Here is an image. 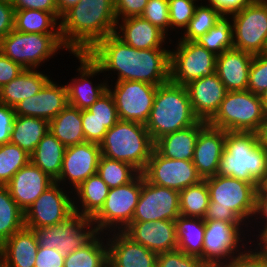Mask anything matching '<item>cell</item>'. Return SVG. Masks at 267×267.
I'll return each mask as SVG.
<instances>
[{"label":"cell","mask_w":267,"mask_h":267,"mask_svg":"<svg viewBox=\"0 0 267 267\" xmlns=\"http://www.w3.org/2000/svg\"><path fill=\"white\" fill-rule=\"evenodd\" d=\"M253 55L235 48L217 56L215 73L227 91L247 90Z\"/></svg>","instance_id":"cell-28"},{"label":"cell","mask_w":267,"mask_h":267,"mask_svg":"<svg viewBox=\"0 0 267 267\" xmlns=\"http://www.w3.org/2000/svg\"><path fill=\"white\" fill-rule=\"evenodd\" d=\"M145 125L119 120L99 143L102 156L131 164L140 173L144 171L154 150Z\"/></svg>","instance_id":"cell-6"},{"label":"cell","mask_w":267,"mask_h":267,"mask_svg":"<svg viewBox=\"0 0 267 267\" xmlns=\"http://www.w3.org/2000/svg\"><path fill=\"white\" fill-rule=\"evenodd\" d=\"M267 172V151L256 132H227L217 175L259 183Z\"/></svg>","instance_id":"cell-4"},{"label":"cell","mask_w":267,"mask_h":267,"mask_svg":"<svg viewBox=\"0 0 267 267\" xmlns=\"http://www.w3.org/2000/svg\"><path fill=\"white\" fill-rule=\"evenodd\" d=\"M38 247L35 232L22 228L0 245V267H35Z\"/></svg>","instance_id":"cell-27"},{"label":"cell","mask_w":267,"mask_h":267,"mask_svg":"<svg viewBox=\"0 0 267 267\" xmlns=\"http://www.w3.org/2000/svg\"><path fill=\"white\" fill-rule=\"evenodd\" d=\"M141 192V173L131 182L109 189L101 209L91 218L96 232L123 231L133 219Z\"/></svg>","instance_id":"cell-10"},{"label":"cell","mask_w":267,"mask_h":267,"mask_svg":"<svg viewBox=\"0 0 267 267\" xmlns=\"http://www.w3.org/2000/svg\"><path fill=\"white\" fill-rule=\"evenodd\" d=\"M204 180L209 189L210 203L203 220L246 223L249 226L255 213L258 183L220 175Z\"/></svg>","instance_id":"cell-3"},{"label":"cell","mask_w":267,"mask_h":267,"mask_svg":"<svg viewBox=\"0 0 267 267\" xmlns=\"http://www.w3.org/2000/svg\"><path fill=\"white\" fill-rule=\"evenodd\" d=\"M24 68L0 52V88L16 78Z\"/></svg>","instance_id":"cell-56"},{"label":"cell","mask_w":267,"mask_h":267,"mask_svg":"<svg viewBox=\"0 0 267 267\" xmlns=\"http://www.w3.org/2000/svg\"><path fill=\"white\" fill-rule=\"evenodd\" d=\"M260 145L267 151V115L257 132Z\"/></svg>","instance_id":"cell-61"},{"label":"cell","mask_w":267,"mask_h":267,"mask_svg":"<svg viewBox=\"0 0 267 267\" xmlns=\"http://www.w3.org/2000/svg\"><path fill=\"white\" fill-rule=\"evenodd\" d=\"M49 132L52 133L65 147L85 142L81 110L67 105L49 122Z\"/></svg>","instance_id":"cell-34"},{"label":"cell","mask_w":267,"mask_h":267,"mask_svg":"<svg viewBox=\"0 0 267 267\" xmlns=\"http://www.w3.org/2000/svg\"><path fill=\"white\" fill-rule=\"evenodd\" d=\"M141 17L172 38L168 0H148Z\"/></svg>","instance_id":"cell-45"},{"label":"cell","mask_w":267,"mask_h":267,"mask_svg":"<svg viewBox=\"0 0 267 267\" xmlns=\"http://www.w3.org/2000/svg\"><path fill=\"white\" fill-rule=\"evenodd\" d=\"M14 29L18 32L61 34L58 13L32 9H14Z\"/></svg>","instance_id":"cell-35"},{"label":"cell","mask_w":267,"mask_h":267,"mask_svg":"<svg viewBox=\"0 0 267 267\" xmlns=\"http://www.w3.org/2000/svg\"><path fill=\"white\" fill-rule=\"evenodd\" d=\"M29 161L30 155L16 144L0 145V186H5Z\"/></svg>","instance_id":"cell-43"},{"label":"cell","mask_w":267,"mask_h":267,"mask_svg":"<svg viewBox=\"0 0 267 267\" xmlns=\"http://www.w3.org/2000/svg\"><path fill=\"white\" fill-rule=\"evenodd\" d=\"M222 267H267V259L264 258L250 243L241 253Z\"/></svg>","instance_id":"cell-51"},{"label":"cell","mask_w":267,"mask_h":267,"mask_svg":"<svg viewBox=\"0 0 267 267\" xmlns=\"http://www.w3.org/2000/svg\"><path fill=\"white\" fill-rule=\"evenodd\" d=\"M142 174L148 182L178 192L202 180L192 160L166 158L155 149Z\"/></svg>","instance_id":"cell-17"},{"label":"cell","mask_w":267,"mask_h":267,"mask_svg":"<svg viewBox=\"0 0 267 267\" xmlns=\"http://www.w3.org/2000/svg\"><path fill=\"white\" fill-rule=\"evenodd\" d=\"M265 54L267 55V41H266V47H265Z\"/></svg>","instance_id":"cell-65"},{"label":"cell","mask_w":267,"mask_h":267,"mask_svg":"<svg viewBox=\"0 0 267 267\" xmlns=\"http://www.w3.org/2000/svg\"><path fill=\"white\" fill-rule=\"evenodd\" d=\"M14 7L0 1V40L14 29Z\"/></svg>","instance_id":"cell-58"},{"label":"cell","mask_w":267,"mask_h":267,"mask_svg":"<svg viewBox=\"0 0 267 267\" xmlns=\"http://www.w3.org/2000/svg\"><path fill=\"white\" fill-rule=\"evenodd\" d=\"M65 256L57 249L38 247L35 267H64Z\"/></svg>","instance_id":"cell-53"},{"label":"cell","mask_w":267,"mask_h":267,"mask_svg":"<svg viewBox=\"0 0 267 267\" xmlns=\"http://www.w3.org/2000/svg\"><path fill=\"white\" fill-rule=\"evenodd\" d=\"M204 223L202 262L206 266L222 267L250 244L246 223L219 220H204Z\"/></svg>","instance_id":"cell-9"},{"label":"cell","mask_w":267,"mask_h":267,"mask_svg":"<svg viewBox=\"0 0 267 267\" xmlns=\"http://www.w3.org/2000/svg\"><path fill=\"white\" fill-rule=\"evenodd\" d=\"M24 227V211L13 200L8 188L0 186V245Z\"/></svg>","instance_id":"cell-38"},{"label":"cell","mask_w":267,"mask_h":267,"mask_svg":"<svg viewBox=\"0 0 267 267\" xmlns=\"http://www.w3.org/2000/svg\"><path fill=\"white\" fill-rule=\"evenodd\" d=\"M235 49L254 55L265 54L267 41V0H253L230 16Z\"/></svg>","instance_id":"cell-11"},{"label":"cell","mask_w":267,"mask_h":267,"mask_svg":"<svg viewBox=\"0 0 267 267\" xmlns=\"http://www.w3.org/2000/svg\"><path fill=\"white\" fill-rule=\"evenodd\" d=\"M199 118L191 106L186 86L170 80L159 85L145 127L155 142L163 135L196 124Z\"/></svg>","instance_id":"cell-5"},{"label":"cell","mask_w":267,"mask_h":267,"mask_svg":"<svg viewBox=\"0 0 267 267\" xmlns=\"http://www.w3.org/2000/svg\"><path fill=\"white\" fill-rule=\"evenodd\" d=\"M226 133L208 123L199 131L192 161L202 180L217 175Z\"/></svg>","instance_id":"cell-25"},{"label":"cell","mask_w":267,"mask_h":267,"mask_svg":"<svg viewBox=\"0 0 267 267\" xmlns=\"http://www.w3.org/2000/svg\"><path fill=\"white\" fill-rule=\"evenodd\" d=\"M266 110H267V92L262 96Z\"/></svg>","instance_id":"cell-63"},{"label":"cell","mask_w":267,"mask_h":267,"mask_svg":"<svg viewBox=\"0 0 267 267\" xmlns=\"http://www.w3.org/2000/svg\"><path fill=\"white\" fill-rule=\"evenodd\" d=\"M109 267H157L158 254L134 242L123 231L106 234Z\"/></svg>","instance_id":"cell-23"},{"label":"cell","mask_w":267,"mask_h":267,"mask_svg":"<svg viewBox=\"0 0 267 267\" xmlns=\"http://www.w3.org/2000/svg\"><path fill=\"white\" fill-rule=\"evenodd\" d=\"M199 1L201 0H168L171 33L175 38L177 33L179 37L189 25Z\"/></svg>","instance_id":"cell-44"},{"label":"cell","mask_w":267,"mask_h":267,"mask_svg":"<svg viewBox=\"0 0 267 267\" xmlns=\"http://www.w3.org/2000/svg\"><path fill=\"white\" fill-rule=\"evenodd\" d=\"M55 181L29 161L5 185L17 205L25 212Z\"/></svg>","instance_id":"cell-24"},{"label":"cell","mask_w":267,"mask_h":267,"mask_svg":"<svg viewBox=\"0 0 267 267\" xmlns=\"http://www.w3.org/2000/svg\"><path fill=\"white\" fill-rule=\"evenodd\" d=\"M54 80L51 78L37 94L19 102L14 107L15 114L48 122L56 117L68 105V96L66 84Z\"/></svg>","instance_id":"cell-20"},{"label":"cell","mask_w":267,"mask_h":267,"mask_svg":"<svg viewBox=\"0 0 267 267\" xmlns=\"http://www.w3.org/2000/svg\"><path fill=\"white\" fill-rule=\"evenodd\" d=\"M256 194H267V172L264 177L259 181Z\"/></svg>","instance_id":"cell-62"},{"label":"cell","mask_w":267,"mask_h":267,"mask_svg":"<svg viewBox=\"0 0 267 267\" xmlns=\"http://www.w3.org/2000/svg\"><path fill=\"white\" fill-rule=\"evenodd\" d=\"M14 9L41 10L58 13L56 0H13Z\"/></svg>","instance_id":"cell-57"},{"label":"cell","mask_w":267,"mask_h":267,"mask_svg":"<svg viewBox=\"0 0 267 267\" xmlns=\"http://www.w3.org/2000/svg\"><path fill=\"white\" fill-rule=\"evenodd\" d=\"M97 173L112 189L131 182L140 172L129 163L101 155Z\"/></svg>","instance_id":"cell-40"},{"label":"cell","mask_w":267,"mask_h":267,"mask_svg":"<svg viewBox=\"0 0 267 267\" xmlns=\"http://www.w3.org/2000/svg\"><path fill=\"white\" fill-rule=\"evenodd\" d=\"M71 55H74L72 57L76 58L75 61L78 60L80 66H76L78 68L75 73L78 74L65 83L68 105L79 110L88 109L108 90V82L104 79L101 68L87 53H72ZM99 75H103V78L98 79ZM96 78L100 83L96 81Z\"/></svg>","instance_id":"cell-16"},{"label":"cell","mask_w":267,"mask_h":267,"mask_svg":"<svg viewBox=\"0 0 267 267\" xmlns=\"http://www.w3.org/2000/svg\"><path fill=\"white\" fill-rule=\"evenodd\" d=\"M204 4L214 7L222 16L230 17L240 12L245 6L253 0H201Z\"/></svg>","instance_id":"cell-55"},{"label":"cell","mask_w":267,"mask_h":267,"mask_svg":"<svg viewBox=\"0 0 267 267\" xmlns=\"http://www.w3.org/2000/svg\"><path fill=\"white\" fill-rule=\"evenodd\" d=\"M81 1L82 0H56L58 14L62 16L68 9H70L72 6H75Z\"/></svg>","instance_id":"cell-60"},{"label":"cell","mask_w":267,"mask_h":267,"mask_svg":"<svg viewBox=\"0 0 267 267\" xmlns=\"http://www.w3.org/2000/svg\"><path fill=\"white\" fill-rule=\"evenodd\" d=\"M148 0H114L117 20L141 16Z\"/></svg>","instance_id":"cell-52"},{"label":"cell","mask_w":267,"mask_h":267,"mask_svg":"<svg viewBox=\"0 0 267 267\" xmlns=\"http://www.w3.org/2000/svg\"><path fill=\"white\" fill-rule=\"evenodd\" d=\"M108 266V244L106 234L96 233L81 248L65 256L64 267Z\"/></svg>","instance_id":"cell-36"},{"label":"cell","mask_w":267,"mask_h":267,"mask_svg":"<svg viewBox=\"0 0 267 267\" xmlns=\"http://www.w3.org/2000/svg\"><path fill=\"white\" fill-rule=\"evenodd\" d=\"M51 78L52 76L40 69H24L0 88V103L14 108L19 102L37 94Z\"/></svg>","instance_id":"cell-30"},{"label":"cell","mask_w":267,"mask_h":267,"mask_svg":"<svg viewBox=\"0 0 267 267\" xmlns=\"http://www.w3.org/2000/svg\"><path fill=\"white\" fill-rule=\"evenodd\" d=\"M87 110L100 121H119L115 101L109 90Z\"/></svg>","instance_id":"cell-49"},{"label":"cell","mask_w":267,"mask_h":267,"mask_svg":"<svg viewBox=\"0 0 267 267\" xmlns=\"http://www.w3.org/2000/svg\"><path fill=\"white\" fill-rule=\"evenodd\" d=\"M158 86L140 81H118L108 84L119 120L146 125Z\"/></svg>","instance_id":"cell-14"},{"label":"cell","mask_w":267,"mask_h":267,"mask_svg":"<svg viewBox=\"0 0 267 267\" xmlns=\"http://www.w3.org/2000/svg\"><path fill=\"white\" fill-rule=\"evenodd\" d=\"M266 230H267V194H256L255 213L250 225L248 226V238L250 243L254 240V237L256 238L262 231Z\"/></svg>","instance_id":"cell-50"},{"label":"cell","mask_w":267,"mask_h":267,"mask_svg":"<svg viewBox=\"0 0 267 267\" xmlns=\"http://www.w3.org/2000/svg\"><path fill=\"white\" fill-rule=\"evenodd\" d=\"M63 50L72 54L64 46L61 34L24 33L13 29L0 40V52L24 69L44 67Z\"/></svg>","instance_id":"cell-8"},{"label":"cell","mask_w":267,"mask_h":267,"mask_svg":"<svg viewBox=\"0 0 267 267\" xmlns=\"http://www.w3.org/2000/svg\"><path fill=\"white\" fill-rule=\"evenodd\" d=\"M15 117L13 107L0 103V145L10 142Z\"/></svg>","instance_id":"cell-54"},{"label":"cell","mask_w":267,"mask_h":267,"mask_svg":"<svg viewBox=\"0 0 267 267\" xmlns=\"http://www.w3.org/2000/svg\"><path fill=\"white\" fill-rule=\"evenodd\" d=\"M180 214L184 217L203 218L210 203L205 180L179 192Z\"/></svg>","instance_id":"cell-39"},{"label":"cell","mask_w":267,"mask_h":267,"mask_svg":"<svg viewBox=\"0 0 267 267\" xmlns=\"http://www.w3.org/2000/svg\"><path fill=\"white\" fill-rule=\"evenodd\" d=\"M66 147L50 132L39 142L30 161L56 181L61 172Z\"/></svg>","instance_id":"cell-32"},{"label":"cell","mask_w":267,"mask_h":267,"mask_svg":"<svg viewBox=\"0 0 267 267\" xmlns=\"http://www.w3.org/2000/svg\"><path fill=\"white\" fill-rule=\"evenodd\" d=\"M206 124V121L199 120L190 127L163 135L155 141L154 149L166 158L193 160L199 131Z\"/></svg>","instance_id":"cell-29"},{"label":"cell","mask_w":267,"mask_h":267,"mask_svg":"<svg viewBox=\"0 0 267 267\" xmlns=\"http://www.w3.org/2000/svg\"><path fill=\"white\" fill-rule=\"evenodd\" d=\"M200 258L189 256L176 249L157 256V267H205Z\"/></svg>","instance_id":"cell-48"},{"label":"cell","mask_w":267,"mask_h":267,"mask_svg":"<svg viewBox=\"0 0 267 267\" xmlns=\"http://www.w3.org/2000/svg\"><path fill=\"white\" fill-rule=\"evenodd\" d=\"M87 54L101 68L108 84L110 80L140 81L159 86L170 80V49H135L113 33Z\"/></svg>","instance_id":"cell-1"},{"label":"cell","mask_w":267,"mask_h":267,"mask_svg":"<svg viewBox=\"0 0 267 267\" xmlns=\"http://www.w3.org/2000/svg\"><path fill=\"white\" fill-rule=\"evenodd\" d=\"M253 247L267 259V230L262 231L254 240L251 242Z\"/></svg>","instance_id":"cell-59"},{"label":"cell","mask_w":267,"mask_h":267,"mask_svg":"<svg viewBox=\"0 0 267 267\" xmlns=\"http://www.w3.org/2000/svg\"><path fill=\"white\" fill-rule=\"evenodd\" d=\"M180 215L179 192L152 184L141 173V192L132 221H175Z\"/></svg>","instance_id":"cell-18"},{"label":"cell","mask_w":267,"mask_h":267,"mask_svg":"<svg viewBox=\"0 0 267 267\" xmlns=\"http://www.w3.org/2000/svg\"><path fill=\"white\" fill-rule=\"evenodd\" d=\"M177 249L202 260L205 223L203 218L184 217L176 220Z\"/></svg>","instance_id":"cell-37"},{"label":"cell","mask_w":267,"mask_h":267,"mask_svg":"<svg viewBox=\"0 0 267 267\" xmlns=\"http://www.w3.org/2000/svg\"><path fill=\"white\" fill-rule=\"evenodd\" d=\"M123 232L156 254L177 249L175 221H132Z\"/></svg>","instance_id":"cell-21"},{"label":"cell","mask_w":267,"mask_h":267,"mask_svg":"<svg viewBox=\"0 0 267 267\" xmlns=\"http://www.w3.org/2000/svg\"><path fill=\"white\" fill-rule=\"evenodd\" d=\"M116 22L114 0H82L61 16L62 42L71 53H87L115 32Z\"/></svg>","instance_id":"cell-2"},{"label":"cell","mask_w":267,"mask_h":267,"mask_svg":"<svg viewBox=\"0 0 267 267\" xmlns=\"http://www.w3.org/2000/svg\"><path fill=\"white\" fill-rule=\"evenodd\" d=\"M33 231L39 246L57 249L64 256L81 248L97 233L91 219L76 212L59 224Z\"/></svg>","instance_id":"cell-13"},{"label":"cell","mask_w":267,"mask_h":267,"mask_svg":"<svg viewBox=\"0 0 267 267\" xmlns=\"http://www.w3.org/2000/svg\"><path fill=\"white\" fill-rule=\"evenodd\" d=\"M2 2H6V3H9V4H12L13 0H0Z\"/></svg>","instance_id":"cell-64"},{"label":"cell","mask_w":267,"mask_h":267,"mask_svg":"<svg viewBox=\"0 0 267 267\" xmlns=\"http://www.w3.org/2000/svg\"><path fill=\"white\" fill-rule=\"evenodd\" d=\"M223 16L214 7L199 2L195 8L194 16L182 34L175 40L196 41L208 32Z\"/></svg>","instance_id":"cell-41"},{"label":"cell","mask_w":267,"mask_h":267,"mask_svg":"<svg viewBox=\"0 0 267 267\" xmlns=\"http://www.w3.org/2000/svg\"><path fill=\"white\" fill-rule=\"evenodd\" d=\"M98 173L91 175L73 191V209L92 218L103 206L109 191Z\"/></svg>","instance_id":"cell-31"},{"label":"cell","mask_w":267,"mask_h":267,"mask_svg":"<svg viewBox=\"0 0 267 267\" xmlns=\"http://www.w3.org/2000/svg\"><path fill=\"white\" fill-rule=\"evenodd\" d=\"M82 128L85 141L99 144L107 131L118 121H100L95 118L87 109L81 110Z\"/></svg>","instance_id":"cell-47"},{"label":"cell","mask_w":267,"mask_h":267,"mask_svg":"<svg viewBox=\"0 0 267 267\" xmlns=\"http://www.w3.org/2000/svg\"><path fill=\"white\" fill-rule=\"evenodd\" d=\"M247 90L263 96L267 92V55H254L250 64Z\"/></svg>","instance_id":"cell-46"},{"label":"cell","mask_w":267,"mask_h":267,"mask_svg":"<svg viewBox=\"0 0 267 267\" xmlns=\"http://www.w3.org/2000/svg\"><path fill=\"white\" fill-rule=\"evenodd\" d=\"M114 34L135 49H169L167 44L174 47L173 39L141 16L117 20Z\"/></svg>","instance_id":"cell-22"},{"label":"cell","mask_w":267,"mask_h":267,"mask_svg":"<svg viewBox=\"0 0 267 267\" xmlns=\"http://www.w3.org/2000/svg\"><path fill=\"white\" fill-rule=\"evenodd\" d=\"M101 155L99 144L93 142L85 141L66 147L60 176L55 182L73 192L88 177L97 173Z\"/></svg>","instance_id":"cell-19"},{"label":"cell","mask_w":267,"mask_h":267,"mask_svg":"<svg viewBox=\"0 0 267 267\" xmlns=\"http://www.w3.org/2000/svg\"><path fill=\"white\" fill-rule=\"evenodd\" d=\"M73 213V192L54 182L24 212L25 227H50Z\"/></svg>","instance_id":"cell-15"},{"label":"cell","mask_w":267,"mask_h":267,"mask_svg":"<svg viewBox=\"0 0 267 267\" xmlns=\"http://www.w3.org/2000/svg\"><path fill=\"white\" fill-rule=\"evenodd\" d=\"M267 110L262 96L248 90L227 91L216 114L207 122L226 132H258Z\"/></svg>","instance_id":"cell-7"},{"label":"cell","mask_w":267,"mask_h":267,"mask_svg":"<svg viewBox=\"0 0 267 267\" xmlns=\"http://www.w3.org/2000/svg\"><path fill=\"white\" fill-rule=\"evenodd\" d=\"M49 132V122L41 118L16 115L10 142L31 155L41 139Z\"/></svg>","instance_id":"cell-33"},{"label":"cell","mask_w":267,"mask_h":267,"mask_svg":"<svg viewBox=\"0 0 267 267\" xmlns=\"http://www.w3.org/2000/svg\"><path fill=\"white\" fill-rule=\"evenodd\" d=\"M191 106L199 120L208 122L218 111L227 90L216 73L185 85Z\"/></svg>","instance_id":"cell-26"},{"label":"cell","mask_w":267,"mask_h":267,"mask_svg":"<svg viewBox=\"0 0 267 267\" xmlns=\"http://www.w3.org/2000/svg\"><path fill=\"white\" fill-rule=\"evenodd\" d=\"M206 50L219 56L224 51L234 48L232 23L230 17L223 16L203 36L196 40Z\"/></svg>","instance_id":"cell-42"},{"label":"cell","mask_w":267,"mask_h":267,"mask_svg":"<svg viewBox=\"0 0 267 267\" xmlns=\"http://www.w3.org/2000/svg\"><path fill=\"white\" fill-rule=\"evenodd\" d=\"M176 42V46L170 48L171 82L185 86L195 79L215 73L216 55L196 41L178 39Z\"/></svg>","instance_id":"cell-12"}]
</instances>
